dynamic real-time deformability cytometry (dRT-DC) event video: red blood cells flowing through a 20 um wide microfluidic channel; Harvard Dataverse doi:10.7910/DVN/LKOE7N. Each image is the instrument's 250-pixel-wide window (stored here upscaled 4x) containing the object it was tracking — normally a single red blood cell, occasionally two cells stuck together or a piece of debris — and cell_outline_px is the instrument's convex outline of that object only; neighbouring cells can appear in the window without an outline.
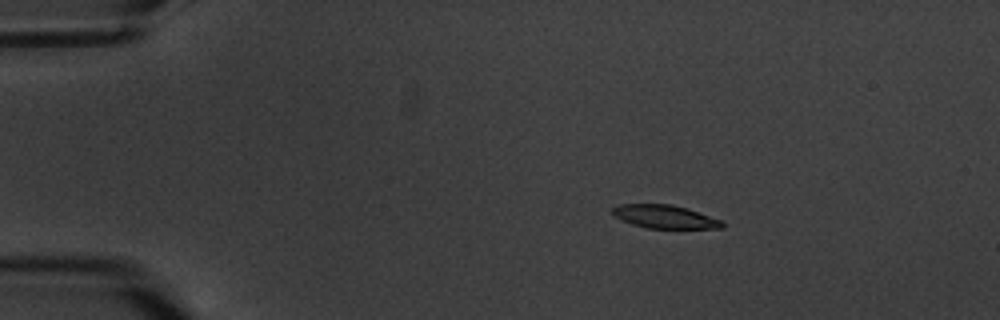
{"species": "common noctule bat (a hibernating species)", "species_latin": "Nyctalus noctula", "temperature_condition": "warm", "stored_images_in_passage": 6, "camera_frame_rate_fps": 3000, "um_per_image_px": 0.085, "animal": {"sex": "male", "body_mass_g": 20.1, "forearm_length_mm": 53.5}, "frame": {"image": 1, "passage_image": 3, "time_ms": 2.333, "image_size_px": [1000, 320], "cell_outline_px": [[724, 228], [648, 228], [632, 224], [620, 220], [612, 212], [612, 208], [620, 204], [672, 204], [688, 208], [720, 220], [724, 224]], "centroid_in_image_um": [56.49, 18.41], "position_along_channel_um": 28.5, "area_um2": 14.8}}
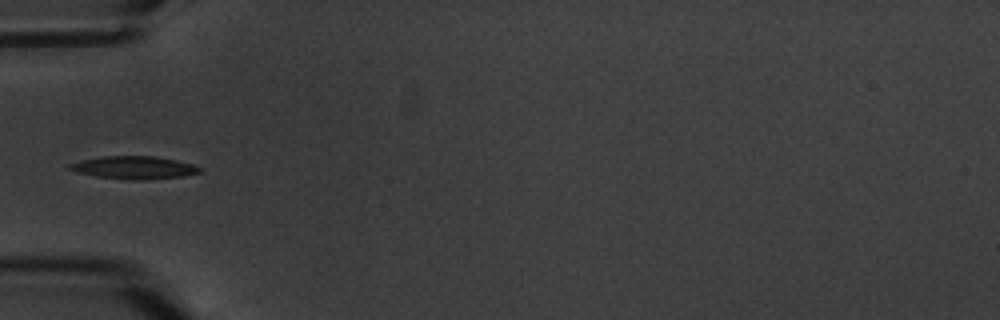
{"frame": {"image": 2, "passage_image": 6, "time_ms": 5.667, "image_size_px": [1000, 320], "cell_outline_px": [[204, 168], [200, 172], [184, 176], [144, 180], [128, 180], [96, 176], [76, 172], [68, 168], [68, 164], [80, 160], [100, 156], [156, 156], [176, 160], [192, 164]], "centroid_in_image_um": [11.39, 14.24], "position_along_channel_um": 73.6, "area_um2": 17.46}}